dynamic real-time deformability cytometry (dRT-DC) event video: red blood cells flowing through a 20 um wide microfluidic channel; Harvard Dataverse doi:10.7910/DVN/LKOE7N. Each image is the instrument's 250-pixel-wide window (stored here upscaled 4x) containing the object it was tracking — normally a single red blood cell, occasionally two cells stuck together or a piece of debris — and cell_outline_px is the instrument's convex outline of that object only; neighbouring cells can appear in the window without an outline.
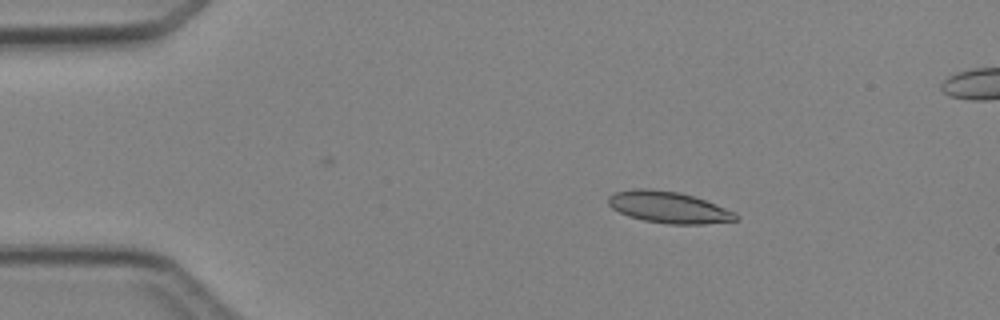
{"species": "Egyptian fruit bat (a non-hibernating species)", "species_latin": "Rousettus aegyptiacus", "temperature_condition": "cold", "stored_images_in_passage": 4, "camera_frame_rate_fps": 3000, "um_per_image_px": 0.085, "animal": {"sex": "female"}, "frame": {"image": 1, "passage_image": 2, "time_ms": 1.0, "image_size_px": [1000, 320], "cell_outline_px": [[736, 220], [704, 224], [668, 224], [644, 220], [628, 216], [612, 208], [608, 204], [608, 196], [616, 192], [632, 188], [648, 188], [680, 192], [704, 200], [736, 212]], "centroid_in_image_um": [56.79, 17.61], "position_along_channel_um": 28.2, "area_um2": 23.29}}